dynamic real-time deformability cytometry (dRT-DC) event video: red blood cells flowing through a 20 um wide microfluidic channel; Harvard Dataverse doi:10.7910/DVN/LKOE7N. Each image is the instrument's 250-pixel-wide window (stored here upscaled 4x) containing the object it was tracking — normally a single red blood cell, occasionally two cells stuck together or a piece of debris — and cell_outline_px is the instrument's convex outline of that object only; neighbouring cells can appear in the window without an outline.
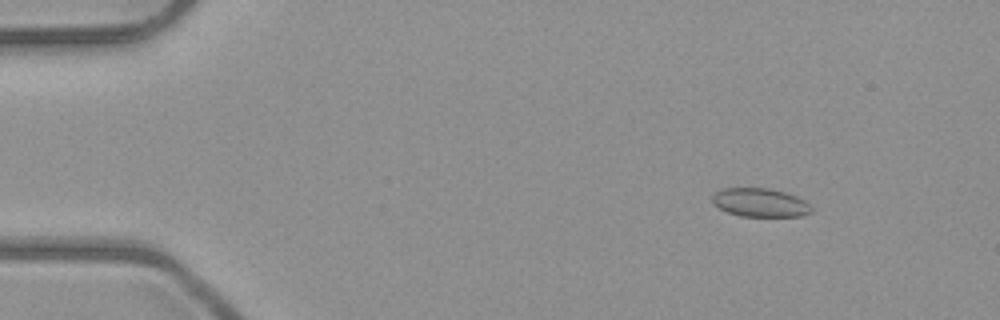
{"species": "common noctule bat (a hibernating species)", "species_latin": "Nyctalus noctula", "temperature_condition": "room temperature", "stored_images_in_passage": 6, "camera_frame_rate_fps": 3000, "um_per_image_px": 0.085, "animal": {"sex": "male", "body_mass_g": 23.1, "forearm_length_mm": 52.7}, "frame": {"image": 1, "passage_image": 3, "time_ms": 2.0, "image_size_px": [1000, 320], "cell_outline_px": [[812, 212], [800, 216], [740, 216], [728, 212], [712, 204], [712, 196], [716, 192], [724, 188], [768, 188], [784, 192], [796, 196], [804, 200], [812, 208]], "centroid_in_image_um": [64.6, 17.22], "position_along_channel_um": 20.4, "area_um2": 16.42}}